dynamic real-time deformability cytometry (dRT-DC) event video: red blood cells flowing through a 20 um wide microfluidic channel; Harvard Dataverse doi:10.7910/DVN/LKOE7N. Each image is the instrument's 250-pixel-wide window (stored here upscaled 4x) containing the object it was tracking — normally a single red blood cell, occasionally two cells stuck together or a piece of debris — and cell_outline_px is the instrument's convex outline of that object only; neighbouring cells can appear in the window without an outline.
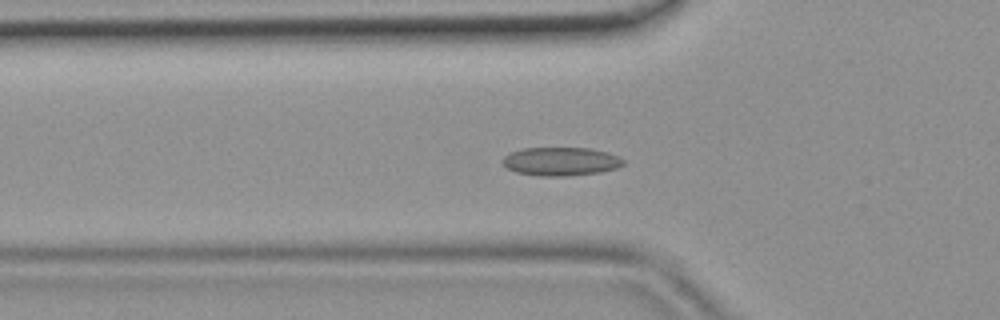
{"species": "common noctule bat (a hibernating species)", "species_latin": "Nyctalus noctula", "temperature_condition": "room temperature", "stored_images_in_passage": 42, "camera_frame_rate_fps": 3000, "um_per_image_px": 0.085, "animal": {"sex": "female", "body_mass_g": 19.9}, "frame": {"image": 1, "passage_image": 12, "time_ms": 3.667, "image_size_px": [1000, 320], "cell_outline_px": [[624, 164], [616, 168], [600, 172], [568, 176], [540, 176], [516, 172], [508, 168], [500, 160], [508, 152], [520, 148], [592, 148], [608, 152], [624, 160]], "centroid_in_image_um": [47.63, 13.71], "position_along_channel_um": 78.2, "area_um2": 20.17}}
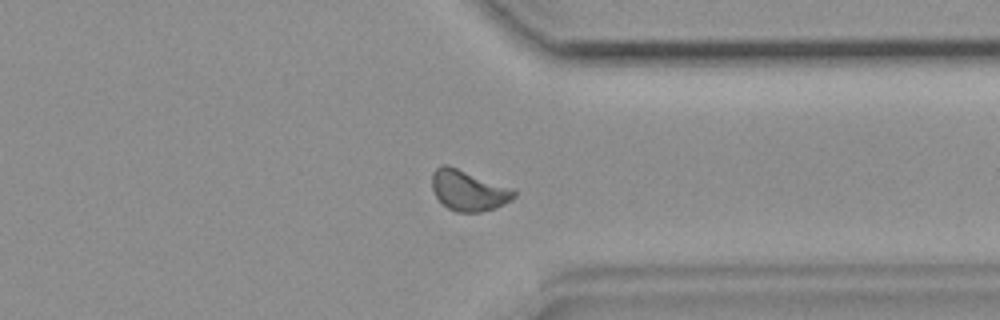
{"frame": {"image": 2, "passage_image": 32, "time_ms": 10.333, "image_size_px": [1000, 320], "cell_outline_px": [[516, 196], [512, 200], [496, 208], [480, 212], [456, 212], [448, 208], [436, 196], [432, 188], [432, 172], [440, 164], [448, 164], [508, 188], [516, 192]], "centroid_in_image_um": [39.78, 16.19], "position_along_channel_um": 371.6, "area_um2": 19.07}}
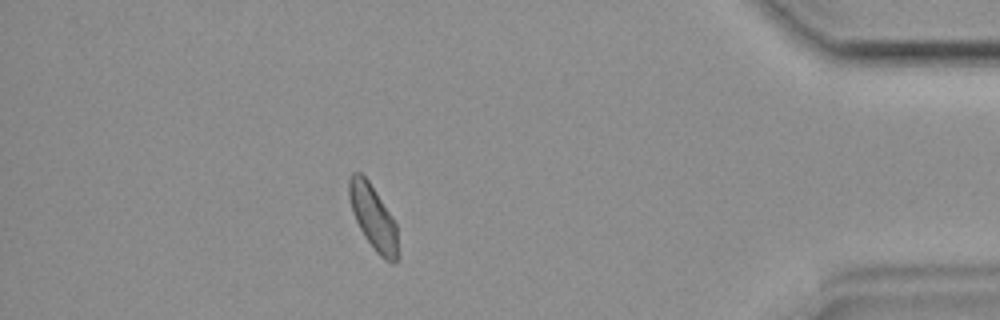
{"frame": {"image": 3, "passage_image": 37, "time_ms": 12.0, "image_size_px": [1000, 320], "cell_outline_px": [[396, 260], [392, 264], [384, 260], [376, 252], [364, 236], [352, 212], [348, 196], [348, 180], [352, 172], [360, 172], [368, 180], [392, 216], [396, 224]], "centroid_in_image_um": [31.68, 18.44], "position_along_channel_um": 403.5, "area_um2": 18.09}}